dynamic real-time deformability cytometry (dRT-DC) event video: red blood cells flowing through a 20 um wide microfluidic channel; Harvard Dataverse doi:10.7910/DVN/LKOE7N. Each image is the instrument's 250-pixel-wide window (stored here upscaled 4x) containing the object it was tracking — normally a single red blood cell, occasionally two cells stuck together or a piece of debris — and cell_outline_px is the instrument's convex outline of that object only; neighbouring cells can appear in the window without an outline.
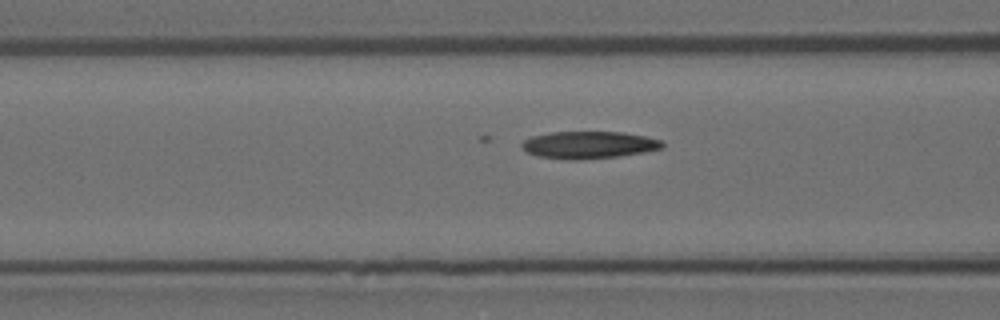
{"species": "Egyptian fruit bat (a non-hibernating species)", "species_latin": "Rousettus aegyptiacus", "temperature_condition": "room temperature", "stored_images_in_passage": 34, "camera_frame_rate_fps": 3000, "um_per_image_px": 0.085, "animal": {"sex": "female"}, "frame": {"image": 1, "passage_image": 12, "time_ms": 3.667, "image_size_px": [1000, 320], "cell_outline_px": [[664, 144], [660, 148], [644, 152], [616, 156], [580, 160], [568, 160], [536, 156], [528, 152], [520, 144], [524, 140], [532, 136], [552, 132], [624, 132], [644, 136], [660, 140]], "centroid_in_image_um": [50.01, 12.32], "position_along_channel_um": 116.6, "area_um2": 22.14}}
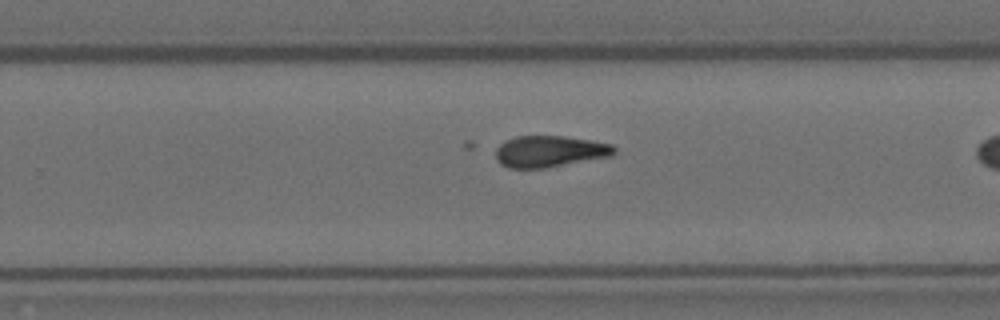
{"frame": {"image": 2, "passage_image": 26, "time_ms": 8.333, "image_size_px": [1000, 320], "cell_outline_px": [[616, 152], [612, 156], [544, 168], [508, 168], [500, 164], [496, 160], [496, 148], [504, 140], [516, 136], [564, 136], [612, 144], [616, 148]], "centroid_in_image_um": [46.7, 12.87], "position_along_channel_um": 283.1, "area_um2": 21.79}}
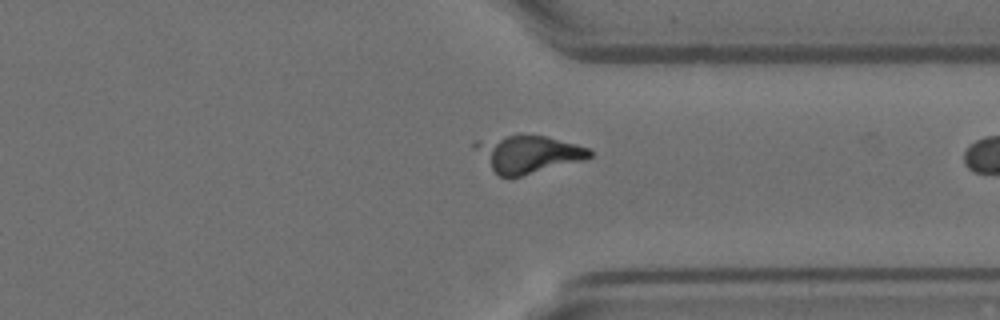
{"frame": {"image": 3, "passage_image": 33, "time_ms": 10.667, "image_size_px": [1000, 320], "cell_outline_px": [[592, 156], [584, 160], [520, 176], [500, 176], [472, 148], [472, 140], [520, 132], [544, 136], [576, 144], [588, 148], [592, 152]], "centroid_in_image_um": [44.83, 13.02], "position_along_channel_um": 366.6, "area_um2": 25.26}}